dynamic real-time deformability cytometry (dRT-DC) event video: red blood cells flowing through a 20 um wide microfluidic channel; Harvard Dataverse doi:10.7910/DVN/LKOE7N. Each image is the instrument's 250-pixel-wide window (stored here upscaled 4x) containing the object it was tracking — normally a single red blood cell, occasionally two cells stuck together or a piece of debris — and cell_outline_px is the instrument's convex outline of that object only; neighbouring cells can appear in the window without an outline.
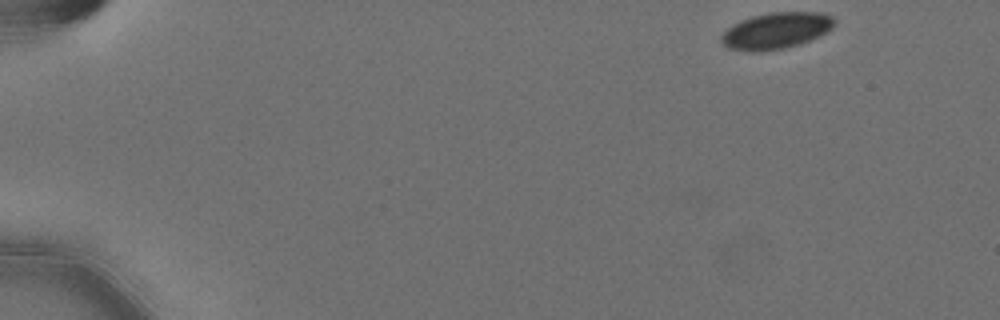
{"species": "Egyptian fruit bat (a non-hibernating species)", "species_latin": "Rousettus aegyptiacus", "temperature_condition": "cold", "stored_images_in_passage": 14, "camera_frame_rate_fps": 3000, "um_per_image_px": 0.085, "animal": {"sex": "female"}, "frame": {"image": 1, "passage_image": 1, "time_ms": 0.0, "image_size_px": [1000, 320], "cell_outline_px": [[836, 20], [832, 28], [820, 36], [800, 44], [784, 48], [756, 52], [748, 52], [728, 48], [720, 40], [720, 36], [732, 24], [752, 16], [768, 12], [824, 12], [832, 16]], "centroid_in_image_um": [65.98, 2.6], "position_along_channel_um": 19.0, "area_um2": 24.16}}
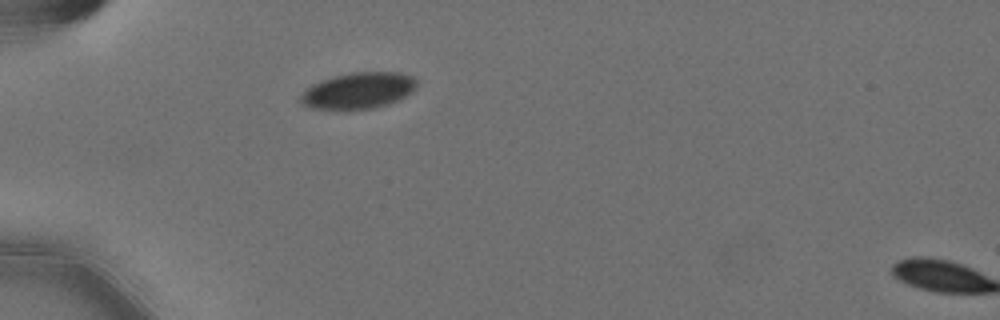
{"frame": {"image": 2, "passage_image": 13, "time_ms": 4.0, "image_size_px": [1000, 320], "cell_outline_px": [[416, 84], [412, 92], [400, 100], [376, 108], [348, 112], [344, 112], [308, 108], [300, 104], [300, 96], [312, 84], [320, 80], [352, 72], [400, 72], [412, 76], [416, 80]], "centroid_in_image_um": [30.42, 7.76], "position_along_channel_um": 54.6, "area_um2": 25.37}}